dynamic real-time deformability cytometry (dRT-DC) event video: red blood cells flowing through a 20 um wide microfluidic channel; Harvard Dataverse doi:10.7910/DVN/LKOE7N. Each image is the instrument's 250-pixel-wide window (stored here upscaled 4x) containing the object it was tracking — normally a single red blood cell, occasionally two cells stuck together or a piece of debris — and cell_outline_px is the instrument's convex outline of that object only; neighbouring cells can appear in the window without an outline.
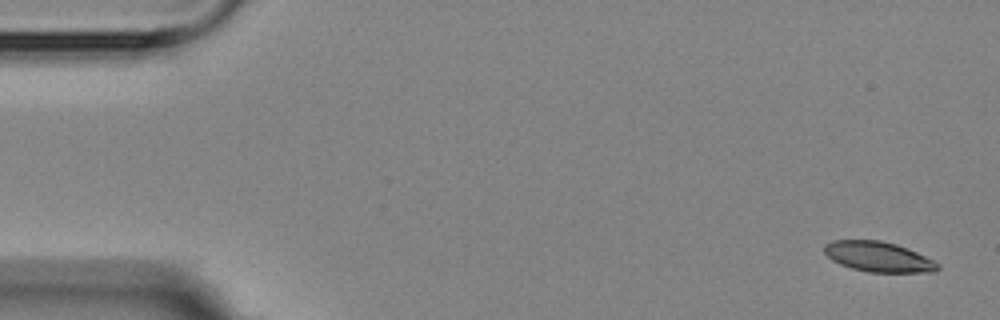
{"species": "Egyptian fruit bat (a non-hibernating species)", "species_latin": "Rousettus aegyptiacus", "temperature_condition": "room temperature", "stored_images_in_passage": 5, "camera_frame_rate_fps": 3000, "um_per_image_px": 0.085, "animal": {"sex": "female"}, "frame": {"image": 1, "passage_image": 1, "time_ms": 0.0, "image_size_px": [1000, 320], "cell_outline_px": [[940, 268], [936, 272], [868, 272], [852, 268], [840, 264], [832, 260], [824, 252], [824, 244], [832, 240], [880, 240], [896, 244], [908, 248], [940, 264]], "centroid_in_image_um": [74.66, 21.82], "position_along_channel_um": 10.3, "area_um2": 19.94}}
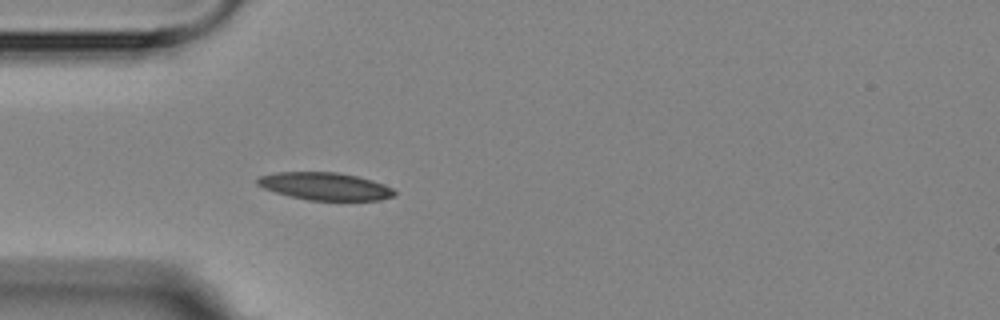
{"frame": {"image": 2, "passage_image": 5, "time_ms": 4.667, "image_size_px": [1000, 320], "cell_outline_px": [[396, 196], [380, 200], [308, 200], [276, 192], [264, 188], [256, 184], [256, 176], [276, 172], [336, 172], [356, 176], [372, 180], [384, 184], [392, 188], [396, 192]], "centroid_in_image_um": [27.62, 15.83], "position_along_channel_um": 57.4, "area_um2": 22.02}}